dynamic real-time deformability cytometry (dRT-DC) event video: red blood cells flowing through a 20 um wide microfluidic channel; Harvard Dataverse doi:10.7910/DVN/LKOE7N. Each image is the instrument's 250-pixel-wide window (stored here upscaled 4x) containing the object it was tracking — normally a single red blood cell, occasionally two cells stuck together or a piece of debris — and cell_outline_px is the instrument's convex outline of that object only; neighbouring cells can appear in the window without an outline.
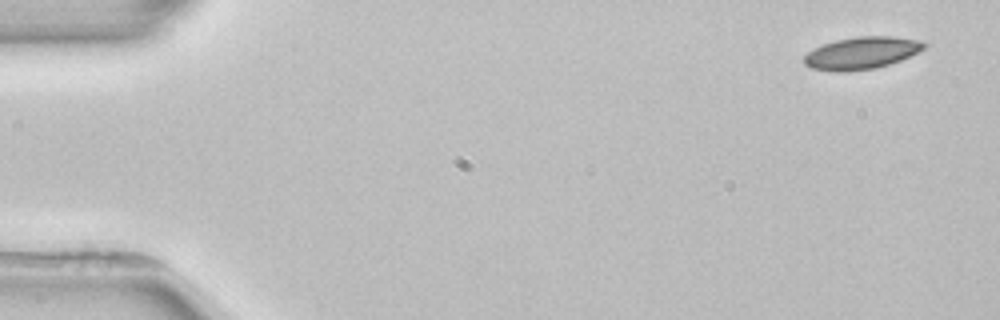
{"species": "common noctule bat (a hibernating species)", "species_latin": "Nyctalus noctula", "temperature_condition": "room temperature", "stored_images_in_passage": 4, "camera_frame_rate_fps": 3000, "um_per_image_px": 0.085, "animal": {"sex": "female", "body_mass_g": 22.7, "forearm_length_mm": 54.2}, "frame": {"image": 1, "passage_image": 1, "time_ms": 0.0, "image_size_px": [1000, 320], "cell_outline_px": [[928, 44], [924, 48], [900, 60], [876, 68], [812, 68], [804, 64], [804, 56], [808, 52], [824, 44], [836, 40], [860, 36], [892, 36], [920, 40]], "centroid_in_image_um": [73.31, 4.44], "position_along_channel_um": 11.7, "area_um2": 21.27}}
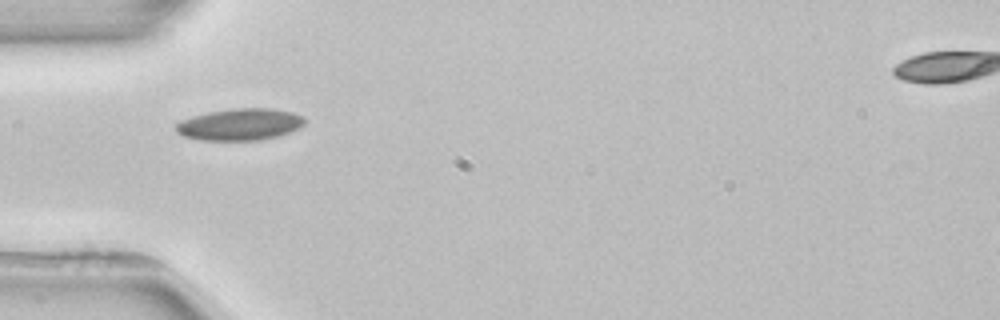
{"frame": {"image": 2, "passage_image": 4, "time_ms": 4.667, "image_size_px": [1000, 320], "cell_outline_px": [[304, 124], [300, 128], [276, 136], [260, 140], [200, 140], [184, 136], [176, 132], [176, 124], [180, 120], [192, 116], [208, 112], [232, 108], [272, 108], [292, 112], [300, 116], [304, 120]], "centroid_in_image_um": [20.36, 10.57], "position_along_channel_um": 64.6, "area_um2": 23.76}}